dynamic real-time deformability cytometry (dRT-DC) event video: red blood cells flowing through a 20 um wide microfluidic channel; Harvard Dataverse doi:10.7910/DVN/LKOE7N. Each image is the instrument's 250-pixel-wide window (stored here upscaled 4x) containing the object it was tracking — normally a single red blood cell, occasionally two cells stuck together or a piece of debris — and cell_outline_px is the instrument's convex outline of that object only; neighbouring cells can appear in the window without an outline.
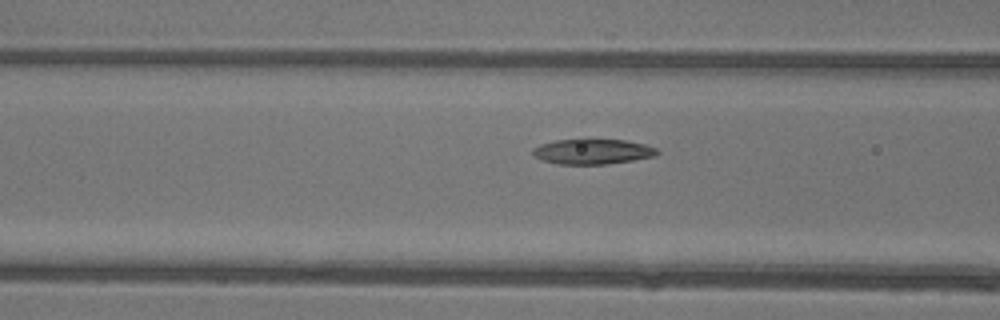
{"species": "common noctule bat (a hibernating species)", "species_latin": "Nyctalus noctula", "temperature_condition": "warm", "stored_images_in_passage": 14, "camera_frame_rate_fps": 3000, "um_per_image_px": 0.085, "animal": {"sex": "female"}, "frame": {"image": 1, "passage_image": 12, "time_ms": 3.667, "image_size_px": [1000, 320], "cell_outline_px": [[660, 152], [656, 156], [632, 160], [604, 164], [556, 164], [544, 160], [536, 156], [532, 152], [532, 148], [540, 144], [556, 140], [624, 140], [644, 144], [656, 148]], "centroid_in_image_um": [50.38, 12.89], "position_along_channel_um": 116.2, "area_um2": 17.98}}